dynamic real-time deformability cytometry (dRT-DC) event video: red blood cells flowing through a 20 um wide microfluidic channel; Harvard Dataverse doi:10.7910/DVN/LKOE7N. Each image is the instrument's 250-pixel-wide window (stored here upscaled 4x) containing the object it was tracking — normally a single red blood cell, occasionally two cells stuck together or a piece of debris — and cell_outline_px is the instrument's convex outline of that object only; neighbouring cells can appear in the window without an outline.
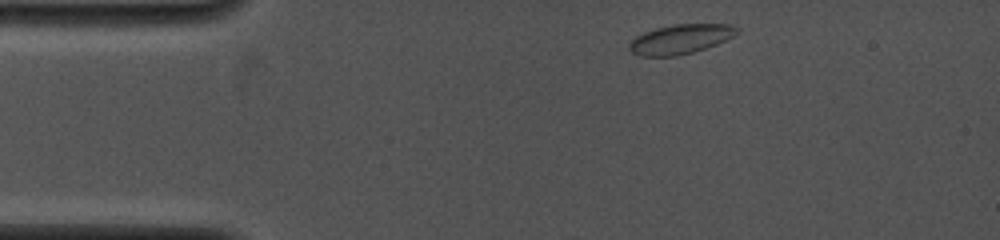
{"species": "common noctule bat (a hibernating species)", "species_latin": "Nyctalus noctula", "temperature_condition": "cold", "stored_images_in_passage": 20, "camera_frame_rate_fps": 4000, "um_per_image_px": 0.085, "animal": {"sex": "female", "body_mass_g": 19.0, "forearm_length_mm": 53.3}, "frame": {"image": 1, "passage_image": 1, "time_ms": 0.0, "image_size_px": [1000, 240], "cell_outline_px": [[740, 32], [716, 44], [692, 52], [676, 56], [640, 56], [632, 52], [628, 48], [628, 44], [636, 36], [644, 32], [656, 28], [676, 24], [732, 24], [740, 28]], "centroid_in_image_um": [57.84, 3.32], "position_along_channel_um": 27.2, "area_um2": 18.44}}
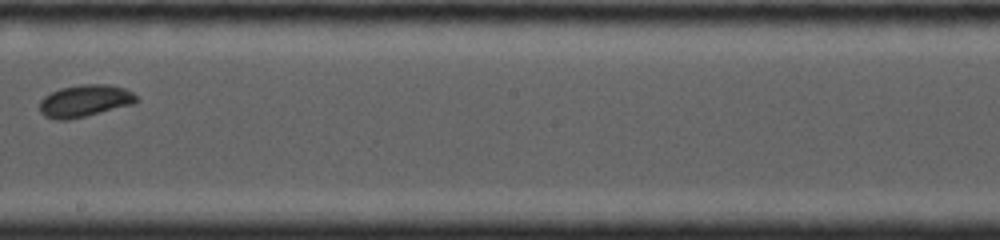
{"frame": {"image": 2, "passage_image": 12, "time_ms": 6.5, "image_size_px": [1000, 240], "cell_outline_px": [[140, 100], [136, 104], [68, 120], [56, 120], [44, 116], [40, 112], [40, 100], [44, 96], [60, 88], [80, 84], [108, 84], [124, 88], [132, 92]], "centroid_in_image_um": [7.23, 8.57], "position_along_channel_um": 241.0, "area_um2": 18.32}}
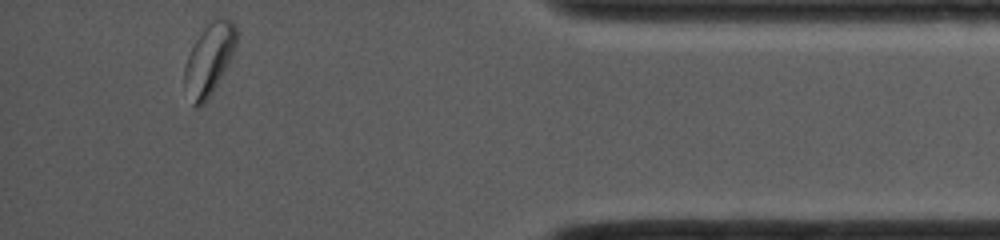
{"frame": {"image": 3, "passage_image": 20, "time_ms": 11.5, "image_size_px": [1000, 240], "cell_outline_px": [[236, 52], [208, 100], [204, 104], [196, 108], [192, 104], [184, 84], [184, 68], [188, 56], [196, 40], [204, 28], [212, 20], [220, 16], [232, 20], [236, 24]], "centroid_in_image_um": [17.81, 5.05], "position_along_channel_um": 417.4, "area_um2": 21.79}, "authors_computed_cell_mechanics": {"area_um2": 18.0625, "velocity_mm_per_s": 4.1158, "shape_relaxation_time_tau1_ms": 10.2372, "shape_relaxation_time_tau2_ms": null, "deformation_change_tau1": 0.1813, "deformation_change_tau2": null}}